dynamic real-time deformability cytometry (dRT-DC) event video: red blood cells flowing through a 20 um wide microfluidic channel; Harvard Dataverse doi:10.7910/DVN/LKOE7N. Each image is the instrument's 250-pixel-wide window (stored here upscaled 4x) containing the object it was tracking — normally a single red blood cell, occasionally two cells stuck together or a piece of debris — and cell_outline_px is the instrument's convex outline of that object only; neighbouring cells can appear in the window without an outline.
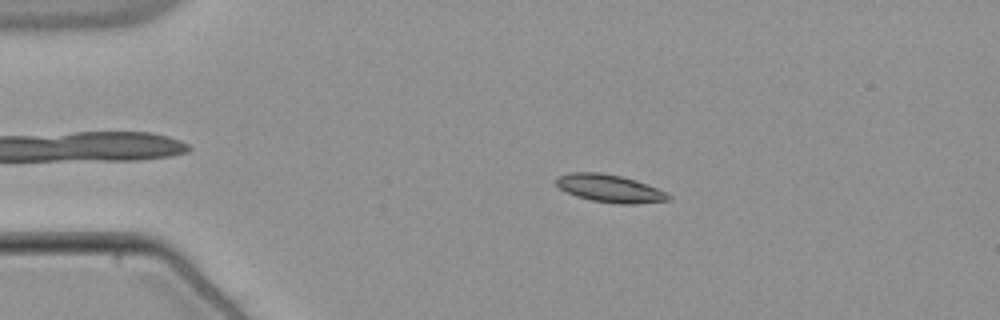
{"species": "common noctule bat (a hibernating species)", "species_latin": "Nyctalus noctula", "temperature_condition": "warm", "stored_images_in_passage": 54, "camera_frame_rate_fps": 3000, "um_per_image_px": 0.085, "animal": {"sex": "male", "body_mass_g": 21.5, "forearm_length_mm": 52.0}, "frame": {"image": 1, "passage_image": 11, "time_ms": 3.333, "image_size_px": [1000, 320], "cell_outline_px": [[672, 196], [668, 200], [636, 204], [620, 204], [592, 200], [576, 196], [560, 188], [556, 184], [556, 180], [560, 176], [568, 172], [600, 172], [620, 176], [636, 180], [668, 192]], "centroid_in_image_um": [51.86, 16.01], "position_along_channel_um": 33.1, "area_um2": 18.03}}
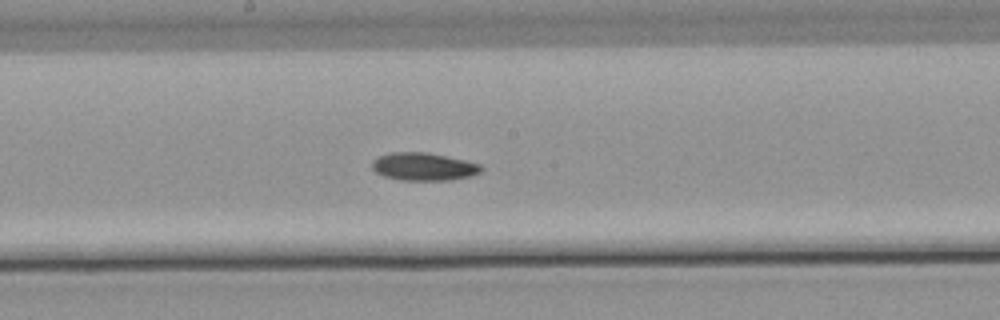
{"frame": {"image": 2, "passage_image": 29, "time_ms": 9.333, "image_size_px": [1000, 320], "cell_outline_px": [[484, 168], [480, 172], [472, 176], [452, 180], [400, 180], [384, 176], [376, 172], [372, 168], [372, 160], [388, 152], [424, 152], [464, 160], [480, 164]], "centroid_in_image_um": [36.01, 14.17], "position_along_channel_um": 212.2, "area_um2": 17.69}}
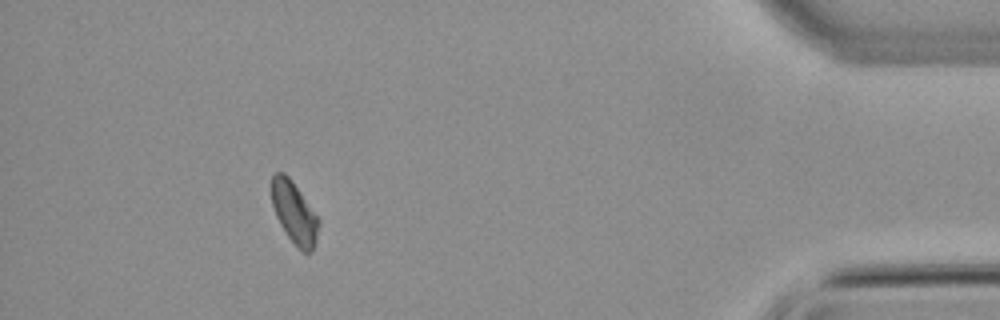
{"frame": {"image": 3, "passage_image": 49, "time_ms": 16.0, "image_size_px": [1000, 320], "cell_outline_px": [[320, 224], [316, 240], [312, 252], [300, 252], [288, 236], [280, 224], [276, 216], [272, 204], [268, 188], [272, 176], [276, 172], [284, 172], [292, 180], [320, 220]], "centroid_in_image_um": [24.98, 18.05], "position_along_channel_um": 410.2, "area_um2": 17.34}, "authors_computed_cell_mechanics": {"area_um2": 17.3689, "velocity_mm_per_s": 3.8209, "shape_relaxation_time_tau1_ms": 11.309, "shape_relaxation_time_tau2_ms": null, "deformation_change_tau1": 0.1383, "deformation_change_tau2": null}}